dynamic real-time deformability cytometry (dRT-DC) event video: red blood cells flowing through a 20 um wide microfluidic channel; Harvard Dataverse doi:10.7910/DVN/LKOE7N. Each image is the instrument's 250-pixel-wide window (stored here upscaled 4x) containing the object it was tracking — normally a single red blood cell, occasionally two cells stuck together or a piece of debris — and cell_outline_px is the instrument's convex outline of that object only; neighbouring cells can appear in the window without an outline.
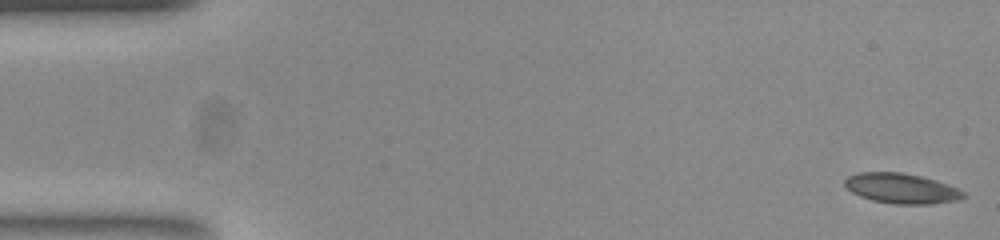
{"species": "common noctule bat (a hibernating species)", "species_latin": "Nyctalus noctula", "temperature_condition": "room temperature", "stored_images_in_passage": 10, "camera_frame_rate_fps": 3000, "um_per_image_px": 0.085, "animal": {"sex": "female", "body_mass_g": 23.0, "forearm_length_mm": 53.4}, "frame": {"image": 1, "passage_image": 1, "time_ms": 0.0, "image_size_px": [1000, 240], "cell_outline_px": [[968, 196], [960, 200], [932, 204], [892, 204], [872, 200], [860, 196], [852, 192], [844, 184], [844, 180], [848, 176], [860, 172], [900, 172], [920, 176], [936, 180], [948, 184], [964, 192]], "centroid_in_image_um": [76.65, 16.02], "position_along_channel_um": 8.3, "area_um2": 20.92}}